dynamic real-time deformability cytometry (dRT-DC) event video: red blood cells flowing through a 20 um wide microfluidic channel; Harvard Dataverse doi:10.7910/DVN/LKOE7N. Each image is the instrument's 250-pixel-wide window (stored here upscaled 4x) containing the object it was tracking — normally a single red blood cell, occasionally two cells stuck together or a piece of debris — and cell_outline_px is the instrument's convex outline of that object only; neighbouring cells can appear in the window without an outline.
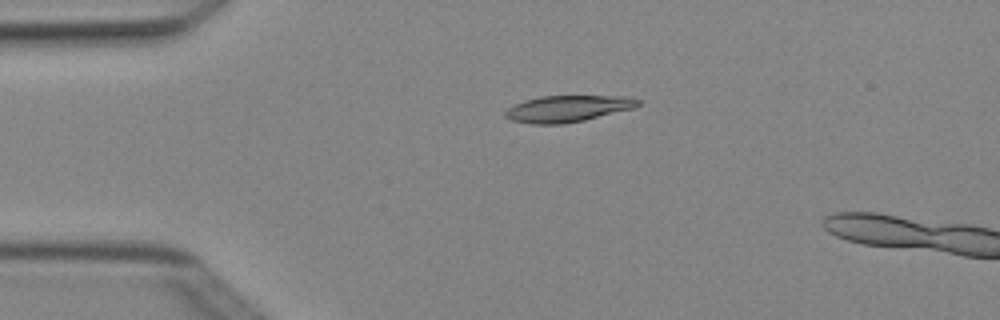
{"species": "Egyptian fruit bat (a non-hibernating species)", "species_latin": "Rousettus aegyptiacus", "temperature_condition": "cold", "stored_images_in_passage": 3, "camera_frame_rate_fps": 3000, "um_per_image_px": 0.085, "animal": {"sex": "female"}, "frame": {"image": 1, "passage_image": 2, "time_ms": 0.333, "image_size_px": [1000, 320], "cell_outline_px": [[640, 104], [636, 108], [584, 120], [560, 124], [532, 124], [512, 120], [504, 116], [504, 112], [512, 104], [524, 100], [540, 96], [632, 96], [640, 100]], "centroid_in_image_um": [48.27, 9.22], "position_along_channel_um": 36.7, "area_um2": 20.69}}